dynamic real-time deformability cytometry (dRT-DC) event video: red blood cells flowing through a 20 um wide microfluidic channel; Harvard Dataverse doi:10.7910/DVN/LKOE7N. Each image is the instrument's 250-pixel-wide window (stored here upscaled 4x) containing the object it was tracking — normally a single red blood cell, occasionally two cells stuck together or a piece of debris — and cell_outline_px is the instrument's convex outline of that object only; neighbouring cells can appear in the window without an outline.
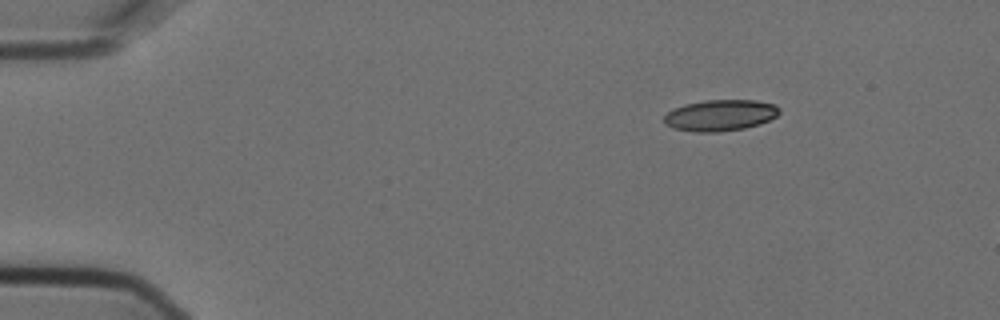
{"species": "Egyptian fruit bat (a non-hibernating species)", "species_latin": "Rousettus aegyptiacus", "temperature_condition": "cold", "stored_images_in_passage": 3, "camera_frame_rate_fps": 3000, "um_per_image_px": 0.085, "animal": {"sex": "female"}, "frame": {"image": 1, "passage_image": 1, "time_ms": 0.0, "image_size_px": [1000, 320], "cell_outline_px": [[780, 112], [776, 116], [760, 124], [744, 128], [720, 132], [696, 132], [672, 128], [664, 124], [664, 116], [668, 112], [684, 104], [704, 100], [756, 100], [776, 104], [780, 108]], "centroid_in_image_um": [61.23, 9.8], "position_along_channel_um": 23.8, "area_um2": 21.1}}